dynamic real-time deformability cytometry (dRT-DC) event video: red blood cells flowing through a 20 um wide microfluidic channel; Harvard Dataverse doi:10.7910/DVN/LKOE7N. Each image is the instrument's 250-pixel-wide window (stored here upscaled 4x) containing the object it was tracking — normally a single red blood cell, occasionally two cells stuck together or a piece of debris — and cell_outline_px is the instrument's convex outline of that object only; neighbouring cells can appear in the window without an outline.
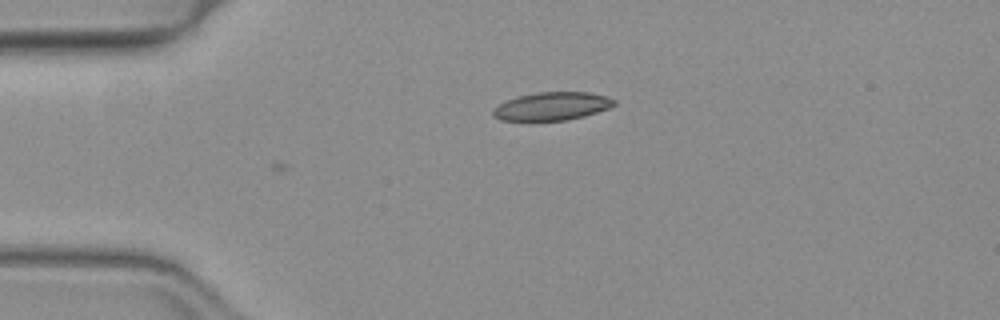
{"species": "common noctule bat (a hibernating species)", "species_latin": "Nyctalus noctula", "temperature_condition": "warm", "stored_images_in_passage": 6, "camera_frame_rate_fps": 3000, "um_per_image_px": 0.085, "animal": {"sex": "female", "body_mass_g": 19.3, "forearm_length_mm": 54.1}, "frame": {"image": 1, "passage_image": 6, "time_ms": 1.667, "image_size_px": [1000, 320], "cell_outline_px": [[616, 104], [608, 108], [584, 116], [568, 120], [500, 120], [492, 116], [492, 112], [500, 104], [516, 96], [536, 92], [588, 92], [608, 96], [616, 100]], "centroid_in_image_um": [46.94, 9.02], "position_along_channel_um": 38.1, "area_um2": 19.77}}